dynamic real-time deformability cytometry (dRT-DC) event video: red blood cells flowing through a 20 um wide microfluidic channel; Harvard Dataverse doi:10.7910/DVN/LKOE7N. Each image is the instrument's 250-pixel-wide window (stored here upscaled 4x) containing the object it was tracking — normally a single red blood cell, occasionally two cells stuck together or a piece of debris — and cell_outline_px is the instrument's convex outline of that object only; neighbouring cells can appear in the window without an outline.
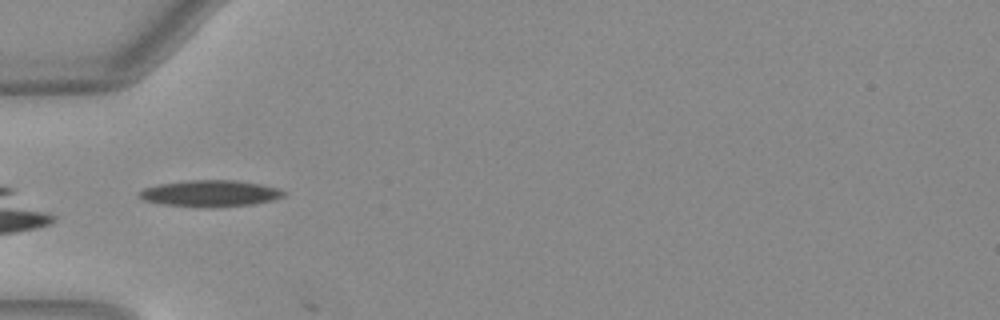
{"species": "Egyptian fruit bat (a non-hibernating species)", "species_latin": "Rousettus aegyptiacus", "temperature_condition": "warm", "stored_images_in_passage": 27, "camera_frame_rate_fps": 3000, "um_per_image_px": 0.085, "animal": {"sex": "female"}, "frame": {"image": 1, "passage_image": 1, "time_ms": 0.0, "image_size_px": [1000, 320], "cell_outline_px": [[284, 196], [272, 200], [252, 204], [164, 204], [144, 200], [140, 196], [140, 192], [144, 188], [160, 184], [188, 180], [236, 180], [260, 184], [276, 188], [284, 192]], "centroid_in_image_um": [17.88, 16.38], "position_along_channel_um": 67.1, "area_um2": 20.69}}